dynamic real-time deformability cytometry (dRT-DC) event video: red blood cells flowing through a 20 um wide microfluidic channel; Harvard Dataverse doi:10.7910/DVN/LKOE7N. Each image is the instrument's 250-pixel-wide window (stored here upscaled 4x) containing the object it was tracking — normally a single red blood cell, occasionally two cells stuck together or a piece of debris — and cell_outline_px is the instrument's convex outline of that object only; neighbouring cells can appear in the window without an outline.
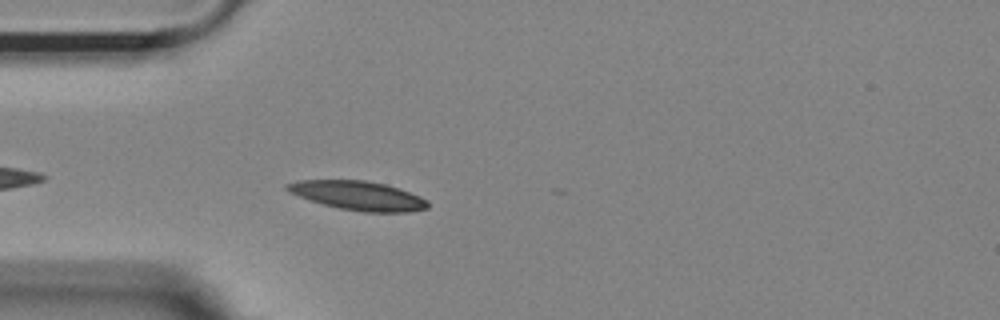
{"species": "Egyptian fruit bat (a non-hibernating species)", "species_latin": "Rousettus aegyptiacus", "temperature_condition": "room temperature", "stored_images_in_passage": 34, "camera_frame_rate_fps": 3000, "um_per_image_px": 0.085, "animal": {"sex": "female"}, "frame": {"image": 1, "passage_image": 4, "time_ms": 1.0, "image_size_px": [1000, 320], "cell_outline_px": [[428, 208], [408, 212], [364, 212], [340, 208], [324, 204], [288, 192], [284, 188], [284, 184], [300, 180], [364, 180], [384, 184], [420, 196], [428, 200]], "centroid_in_image_um": [30.43, 16.62], "position_along_channel_um": 54.6, "area_um2": 23.52}}
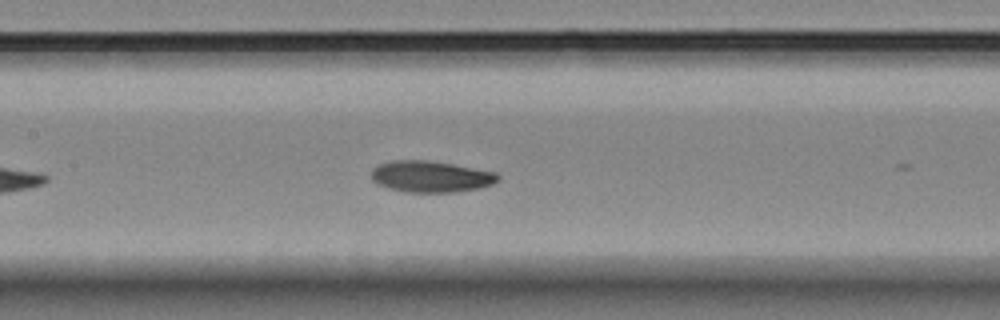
{"frame": {"image": 2, "passage_image": 14, "time_ms": 4.333, "image_size_px": [1000, 320], "cell_outline_px": [[500, 180], [492, 184], [480, 188], [456, 192], [404, 192], [388, 188], [372, 180], [372, 168], [380, 164], [392, 160], [424, 160], [452, 164], [496, 172], [500, 176]], "centroid_in_image_um": [36.64, 15.01], "position_along_channel_um": 170.8, "area_um2": 23.12}}
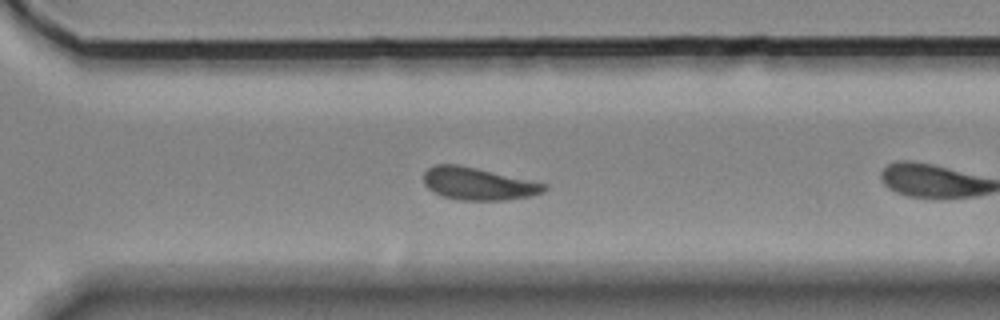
{"frame": {"image": 3, "passage_image": 24, "time_ms": 7.667, "image_size_px": [1000, 320], "cell_outline_px": [[548, 188], [544, 192], [528, 196], [504, 200], [460, 200], [440, 196], [432, 192], [424, 184], [424, 172], [428, 168], [436, 164], [456, 164], [476, 168], [548, 184]], "centroid_in_image_um": [40.62, 15.62], "position_along_channel_um": 330.0, "area_um2": 22.77}, "authors_computed_cell_mechanics": {"area_um2": 22.8888, "velocity_mm_per_s": 3.6461, "shape_relaxation_time_tau1_ms": 1.7775, "shape_relaxation_time_tau2_ms": 3.8474, "deformation_change_tau1": 0.076, "deformation_change_tau2": 0.1248}}